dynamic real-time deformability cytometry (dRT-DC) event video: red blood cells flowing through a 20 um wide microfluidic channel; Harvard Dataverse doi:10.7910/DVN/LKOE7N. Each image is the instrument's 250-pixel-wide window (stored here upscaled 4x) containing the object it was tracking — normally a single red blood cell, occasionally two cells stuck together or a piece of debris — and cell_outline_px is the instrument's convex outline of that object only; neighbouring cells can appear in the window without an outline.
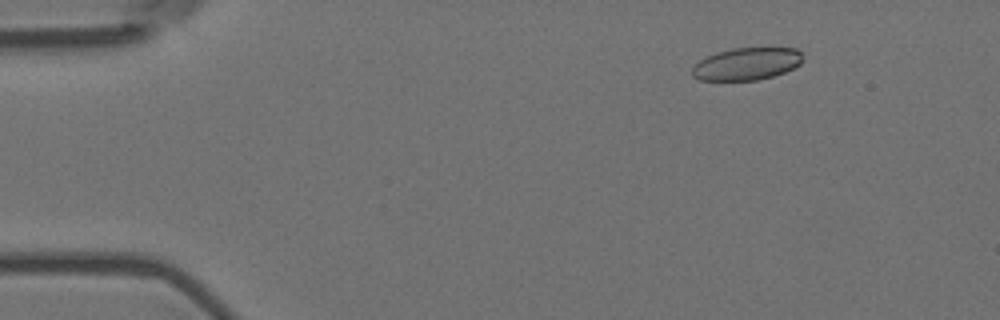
{"species": "Egyptian fruit bat (a non-hibernating species)", "species_latin": "Rousettus aegyptiacus", "temperature_condition": "room temperature", "stored_images_in_passage": 10, "camera_frame_rate_fps": 3000, "um_per_image_px": 0.085, "animal": {"sex": "female"}, "frame": {"image": 1, "passage_image": 1, "time_ms": 0.0, "image_size_px": [1000, 320], "cell_outline_px": [[800, 64], [784, 72], [772, 76], [756, 80], [700, 80], [692, 76], [692, 68], [700, 60], [716, 52], [732, 48], [796, 48], [800, 52]], "centroid_in_image_um": [63.43, 5.43], "position_along_channel_um": 21.6, "area_um2": 20.58}}